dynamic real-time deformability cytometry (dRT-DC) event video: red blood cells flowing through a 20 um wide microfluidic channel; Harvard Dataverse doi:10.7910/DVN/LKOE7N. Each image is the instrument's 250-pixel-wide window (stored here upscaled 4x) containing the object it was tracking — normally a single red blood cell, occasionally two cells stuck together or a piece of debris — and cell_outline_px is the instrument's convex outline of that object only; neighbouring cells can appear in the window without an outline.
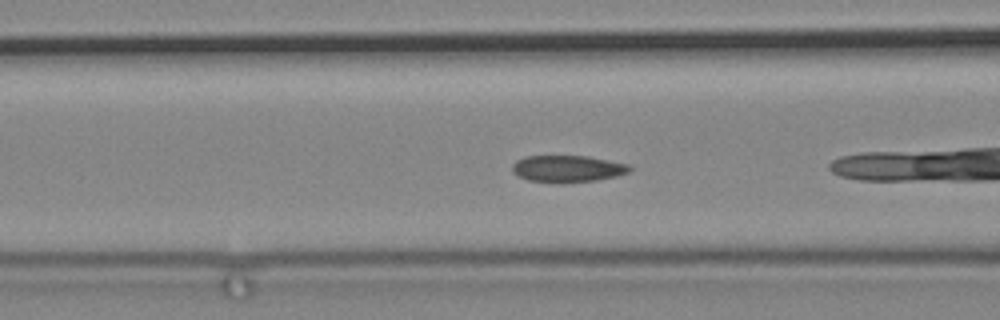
{"species": "common noctule bat (a hibernating species)", "species_latin": "Nyctalus noctula", "temperature_condition": "cold", "stored_images_in_passage": 39, "camera_frame_rate_fps": 3000, "um_per_image_px": 0.085, "animal": {"sex": "male", "body_mass_g": 19.2, "forearm_length_mm": 51.8}, "frame": {"image": 1, "passage_image": 4, "time_ms": 1.0, "image_size_px": [1000, 320], "cell_outline_px": [[632, 168], [628, 172], [616, 176], [596, 180], [528, 180], [516, 176], [512, 172], [512, 164], [516, 160], [524, 156], [588, 156], [628, 164]], "centroid_in_image_um": [48.21, 14.29], "position_along_channel_um": 118.4, "area_um2": 17.63}}
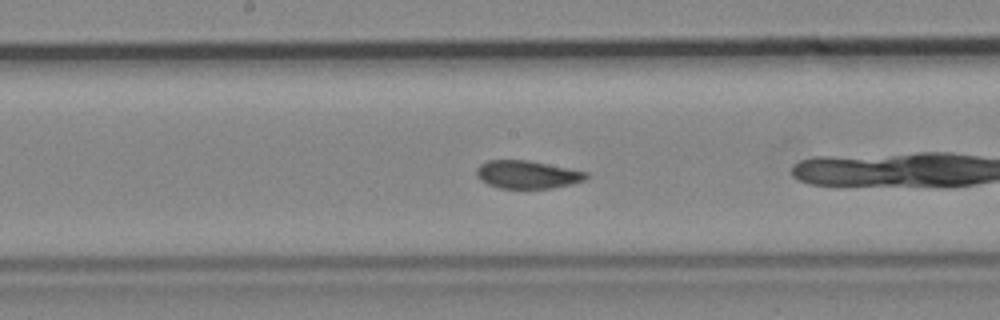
{"frame": {"image": 2, "passage_image": 11, "time_ms": 3.333, "image_size_px": [1000, 320], "cell_outline_px": [[588, 176], [584, 180], [552, 188], [500, 188], [488, 184], [480, 180], [476, 176], [476, 168], [480, 164], [488, 160], [528, 160], [588, 172]], "centroid_in_image_um": [44.77, 14.83], "position_along_channel_um": 203.4, "area_um2": 17.74}}
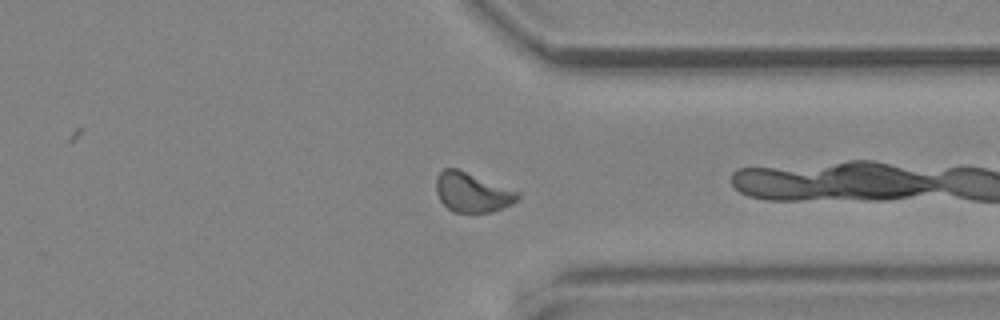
{"frame": {"image": 3, "passage_image": 25, "time_ms": 8.0, "image_size_px": [1000, 320], "cell_outline_px": [[520, 196], [512, 204], [492, 212], [452, 212], [440, 200], [436, 192], [436, 176], [444, 168], [460, 168], [520, 192]], "centroid_in_image_um": [40.13, 16.33], "position_along_channel_um": 371.3, "area_um2": 19.02}}